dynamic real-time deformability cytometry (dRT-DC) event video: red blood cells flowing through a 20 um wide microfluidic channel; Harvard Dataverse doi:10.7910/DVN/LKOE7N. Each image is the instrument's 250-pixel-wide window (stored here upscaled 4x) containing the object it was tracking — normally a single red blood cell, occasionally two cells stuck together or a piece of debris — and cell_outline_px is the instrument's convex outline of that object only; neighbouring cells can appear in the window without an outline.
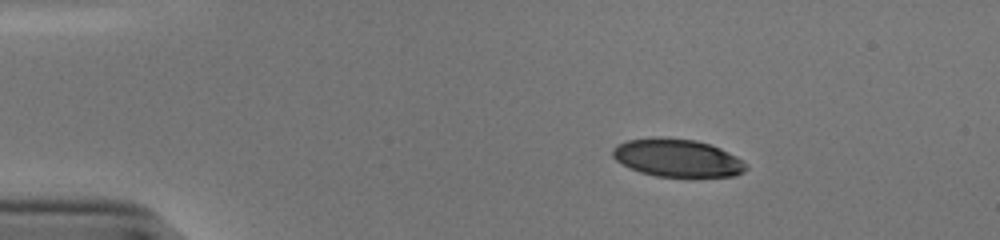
{"species": "human", "species_latin": "Homo sapiens", "temperature_condition": "cold", "stored_images_in_passage": 45, "camera_frame_rate_fps": 3000, "um_per_image_px": 0.085, "donor": {"sex": "male"}, "frame": {"image": 1, "passage_image": 1, "time_ms": 0.0, "image_size_px": [1000, 240], "cell_outline_px": [[748, 168], [744, 172], [732, 176], [656, 176], [640, 172], [616, 160], [612, 156], [612, 148], [616, 144], [628, 140], [696, 140], [720, 148], [736, 156], [748, 164]], "centroid_in_image_um": [57.62, 13.46], "position_along_channel_um": 27.4, "area_um2": 28.38}}
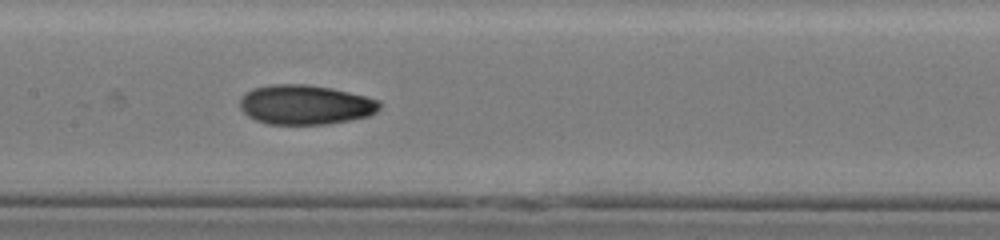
{"frame": {"image": 2, "passage_image": 19, "time_ms": 6.0, "image_size_px": [1000, 240], "cell_outline_px": [[380, 108], [376, 112], [368, 116], [328, 124], [268, 124], [256, 120], [248, 116], [240, 108], [240, 96], [244, 92], [252, 88], [272, 84], [308, 84], [332, 88], [380, 100]], "centroid_in_image_um": [25.92, 8.89], "position_along_channel_um": 181.5, "area_um2": 32.37}}
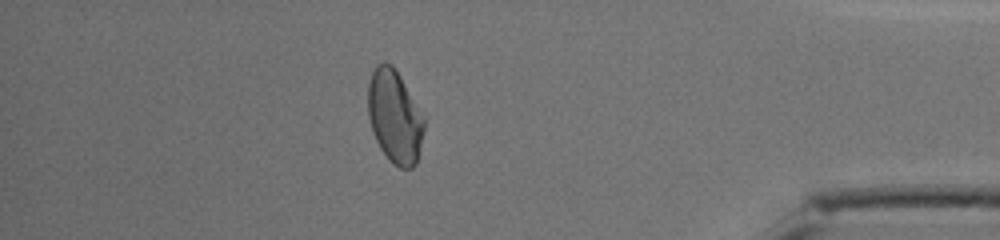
{"frame": {"image": 3, "passage_image": 39, "time_ms": 12.667, "image_size_px": [1000, 240], "cell_outline_px": [[424, 128], [416, 164], [412, 168], [400, 168], [392, 164], [388, 160], [380, 148], [372, 132], [368, 116], [368, 84], [372, 72], [376, 64], [384, 60], [392, 64], [400, 76], [424, 120]], "centroid_in_image_um": [33.51, 9.91], "position_along_channel_um": 401.7, "area_um2": 30.23}, "authors_computed_cell_mechanics": {"area_um2": 31.212, "velocity_mm_per_s": 3.8355, "shape_relaxation_time_tau1_ms": 6.4117, "shape_relaxation_time_tau2_ms": 1.8856, "deformation_change_tau1": 0.214, "deformation_change_tau2": 0.0578}}